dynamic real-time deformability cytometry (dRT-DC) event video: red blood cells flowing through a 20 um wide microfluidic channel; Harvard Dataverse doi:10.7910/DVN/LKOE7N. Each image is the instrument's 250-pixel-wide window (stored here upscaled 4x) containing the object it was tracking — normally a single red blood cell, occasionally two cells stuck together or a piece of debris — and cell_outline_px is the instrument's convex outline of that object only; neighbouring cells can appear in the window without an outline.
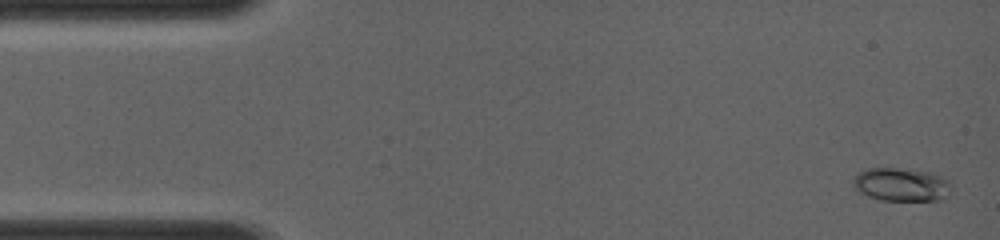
{"species": "common noctule bat (a hibernating species)", "species_latin": "Nyctalus noctula", "temperature_condition": "room temperature", "stored_images_in_passage": 53, "camera_frame_rate_fps": 4000, "um_per_image_px": 0.085, "animal": {"sex": "female", "body_mass_g": 19.0, "forearm_length_mm": 56.7}, "frame": {"image": 1, "passage_image": 2, "time_ms": 0.25, "image_size_px": [1000, 240], "cell_outline_px": [[948, 196], [944, 200], [880, 200], [868, 196], [860, 192], [852, 184], [852, 180], [860, 172], [868, 168], [896, 168], [928, 172], [940, 176], [948, 180]], "centroid_in_image_um": [76.59, 15.7], "position_along_channel_um": 8.4, "area_um2": 18.79}}
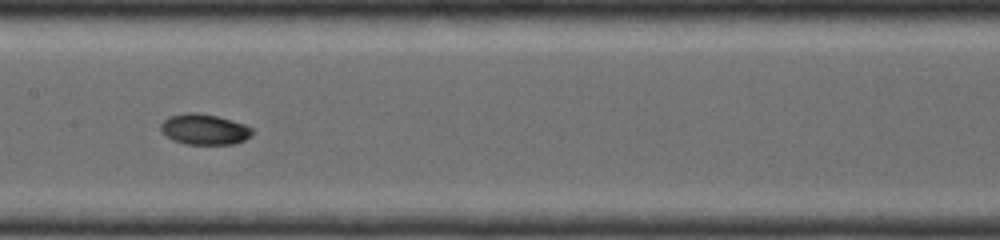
{"frame": {"image": 2, "passage_image": 27, "time_ms": 6.5, "image_size_px": [1000, 240], "cell_outline_px": [[252, 136], [244, 140], [232, 144], [184, 144], [172, 140], [160, 128], [160, 124], [168, 116], [188, 112], [196, 112], [216, 116], [232, 120], [244, 124], [252, 128]], "centroid_in_image_um": [17.37, 10.99], "position_along_channel_um": 190.0, "area_um2": 16.3}}
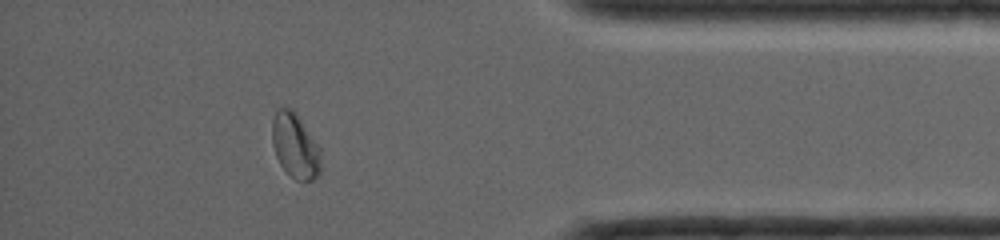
{"frame": {"image": 3, "passage_image": 47, "time_ms": 11.5, "image_size_px": [1000, 240], "cell_outline_px": [[320, 172], [312, 180], [296, 180], [280, 164], [276, 156], [272, 144], [272, 120], [276, 112], [280, 108], [292, 108], [296, 112], [320, 148]], "centroid_in_image_um": [25.08, 12.37], "position_along_channel_um": 410.1, "area_um2": 18.21}}